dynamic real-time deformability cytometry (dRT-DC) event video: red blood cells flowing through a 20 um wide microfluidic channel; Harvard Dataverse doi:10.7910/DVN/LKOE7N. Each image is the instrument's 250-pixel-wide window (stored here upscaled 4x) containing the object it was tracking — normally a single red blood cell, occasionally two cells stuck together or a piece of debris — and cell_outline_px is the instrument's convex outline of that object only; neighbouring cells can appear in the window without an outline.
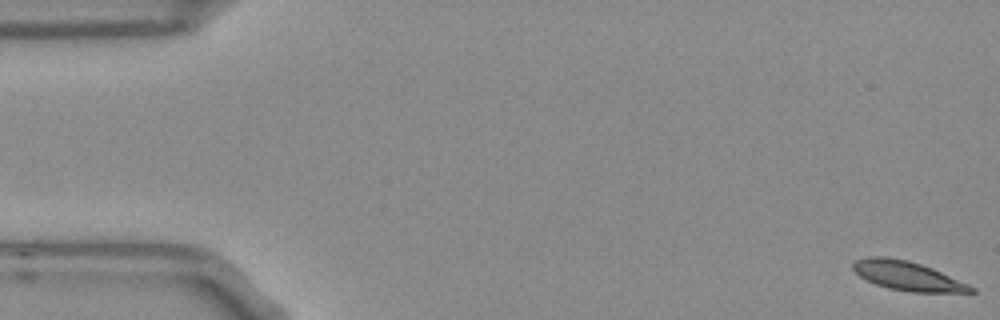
{"species": "Egyptian fruit bat (a non-hibernating species)", "species_latin": "Rousettus aegyptiacus", "temperature_condition": "room temperature", "stored_images_in_passage": 54, "camera_frame_rate_fps": 3000, "um_per_image_px": 0.085, "frame": {"image": 1, "passage_image": 1, "time_ms": 0.0, "image_size_px": [1000, 320], "cell_outline_px": [[976, 292], [912, 292], [888, 288], [876, 284], [860, 276], [852, 268], [852, 264], [856, 260], [868, 256], [884, 256], [908, 260], [932, 268], [968, 284], [976, 288]], "centroid_in_image_um": [77.13, 23.44], "position_along_channel_um": 7.9, "area_um2": 19.83}}
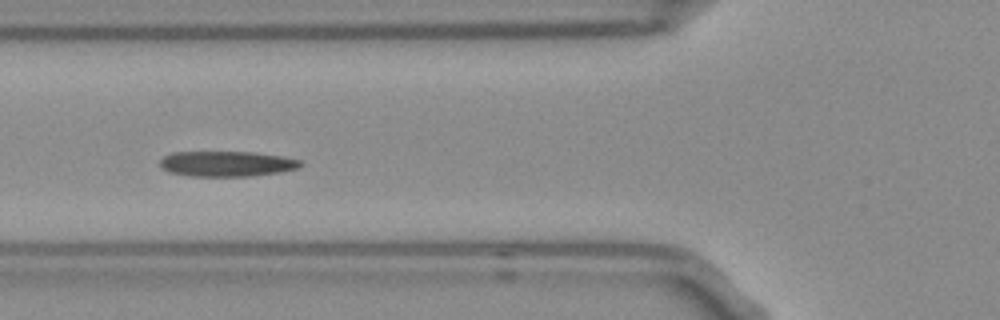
{"frame": {"image": 2, "passage_image": 20, "time_ms": 6.333, "image_size_px": [1000, 320], "cell_outline_px": [[304, 164], [300, 168], [280, 172], [248, 176], [188, 176], [168, 172], [160, 168], [160, 160], [164, 156], [172, 152], [256, 152], [284, 156], [304, 160]], "centroid_in_image_um": [19.32, 13.92], "position_along_channel_um": 106.5, "area_um2": 21.15}}
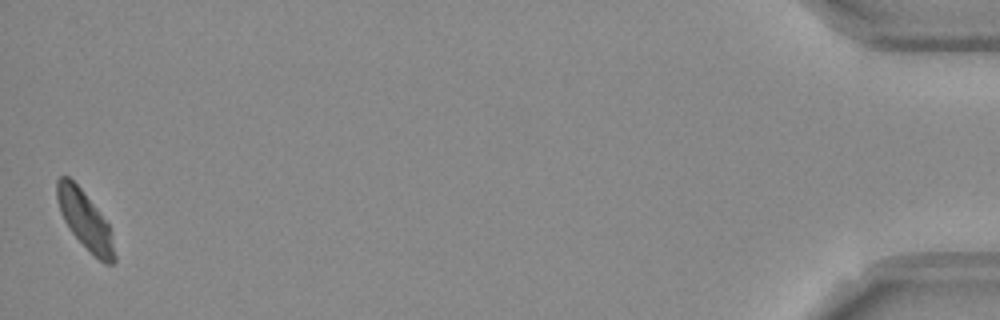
{"frame": {"image": 3, "passage_image": 54, "time_ms": 17.667, "image_size_px": [1000, 320], "cell_outline_px": [[116, 260], [112, 264], [104, 264], [72, 232], [64, 220], [60, 212], [56, 196], [56, 180], [60, 176], [68, 176], [80, 188], [100, 212], [108, 224], [116, 256]], "centroid_in_image_um": [7.21, 18.68], "position_along_channel_um": 428.0, "area_um2": 18.9}, "authors_computed_cell_mechanics": {"area_um2": 20.6924, "velocity_mm_per_s": 3.6991, "shape_relaxation_time_tau1_ms": 5.8798, "shape_relaxation_time_tau2_ms": 2.0944, "deformation_change_tau1": 0.1597, "deformation_change_tau2": 0.0558}}